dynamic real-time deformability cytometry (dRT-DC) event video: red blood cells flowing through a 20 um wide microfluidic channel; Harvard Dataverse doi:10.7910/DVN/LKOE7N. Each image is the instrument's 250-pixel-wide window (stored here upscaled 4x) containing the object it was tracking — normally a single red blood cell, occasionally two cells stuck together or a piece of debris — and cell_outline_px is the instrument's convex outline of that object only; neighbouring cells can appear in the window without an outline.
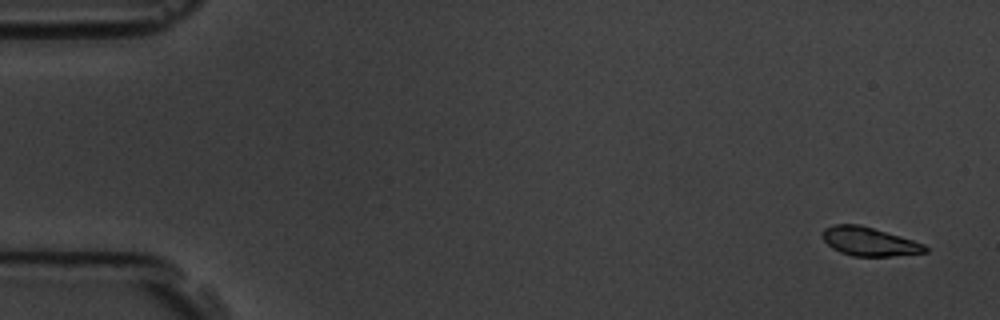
{"species": "common noctule bat (a hibernating species)", "species_latin": "Nyctalus noctula", "temperature_condition": "room temperature", "stored_images_in_passage": 5, "camera_frame_rate_fps": 3000, "um_per_image_px": 0.085, "animal": {"sex": "male", "body_mass_g": 19.5, "forearm_length_mm": 54.6}, "frame": {"image": 1, "passage_image": 1, "time_ms": 0.0, "image_size_px": [1000, 320], "cell_outline_px": [[928, 252], [892, 256], [852, 256], [840, 252], [832, 248], [820, 236], [820, 232], [824, 228], [836, 224], [856, 224], [872, 228], [900, 236], [924, 244], [928, 248]], "centroid_in_image_um": [73.84, 20.53], "position_along_channel_um": 11.2, "area_um2": 17.11}}
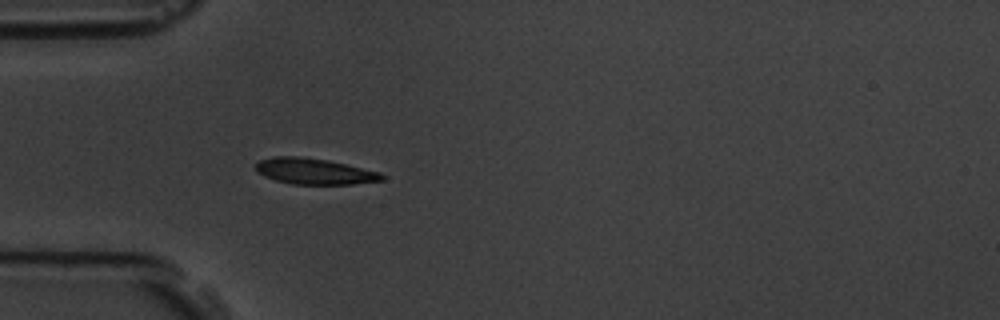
{"frame": {"image": 2, "passage_image": 5, "time_ms": 4.667, "image_size_px": [1000, 320], "cell_outline_px": [[384, 180], [352, 184], [292, 184], [276, 180], [264, 176], [256, 168], [256, 164], [260, 160], [276, 156], [300, 156], [328, 160], [380, 172], [384, 176]], "centroid_in_image_um": [26.74, 14.56], "position_along_channel_um": 58.3, "area_um2": 18.9}}